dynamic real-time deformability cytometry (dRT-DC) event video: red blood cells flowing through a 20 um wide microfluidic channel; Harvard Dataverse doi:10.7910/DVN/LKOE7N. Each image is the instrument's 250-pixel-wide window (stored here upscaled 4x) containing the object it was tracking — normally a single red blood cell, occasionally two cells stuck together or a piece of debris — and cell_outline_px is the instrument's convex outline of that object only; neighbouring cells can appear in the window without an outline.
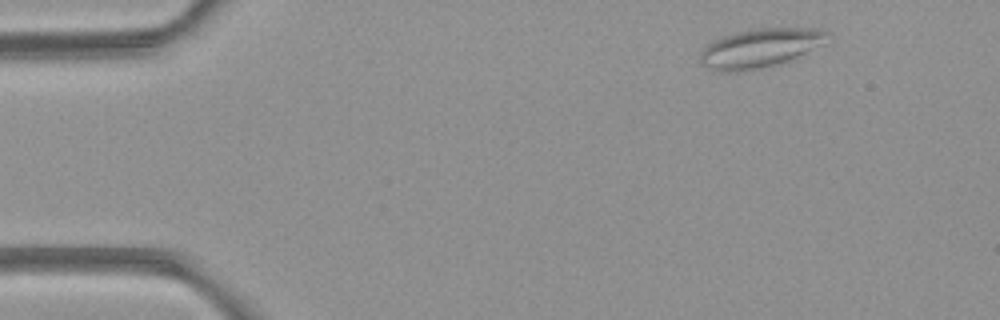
{"species": "common noctule bat (a hibernating species)", "species_latin": "Nyctalus noctula", "temperature_condition": "room temperature", "stored_images_in_passage": 4, "camera_frame_rate_fps": 3000, "um_per_image_px": 0.085, "animal": {"sex": "female", "body_mass_g": 21.9}, "frame": {"image": 1, "passage_image": 1, "time_ms": 0.0, "image_size_px": [1000, 320], "cell_outline_px": [[832, 40], [824, 44], [788, 60], [768, 68], [744, 72], [712, 72], [700, 60], [700, 52], [708, 44], [724, 36], [740, 32], [760, 28], [816, 28], [828, 32], [832, 36]], "centroid_in_image_um": [64.65, 4.11], "position_along_channel_um": 20.4, "area_um2": 29.13}}